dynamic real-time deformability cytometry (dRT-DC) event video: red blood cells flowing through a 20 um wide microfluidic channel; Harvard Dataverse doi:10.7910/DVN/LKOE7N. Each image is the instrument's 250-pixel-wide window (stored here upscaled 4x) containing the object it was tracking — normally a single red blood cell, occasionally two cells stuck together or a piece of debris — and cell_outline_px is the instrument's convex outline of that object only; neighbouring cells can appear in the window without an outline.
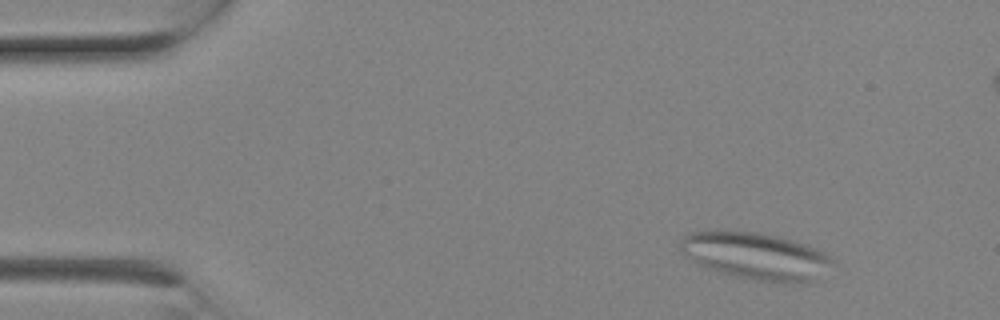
{"species": "Egyptian fruit bat (a non-hibernating species)", "species_latin": "Rousettus aegyptiacus", "temperature_condition": "room temperature", "stored_images_in_passage": 3, "camera_frame_rate_fps": 3000, "um_per_image_px": 0.085, "animal": {"sex": "female"}, "frame": {"image": 1, "passage_image": 1, "time_ms": 0.0, "image_size_px": [1000, 320], "cell_outline_px": [[836, 260], [816, 280], [796, 284], [756, 280], [736, 276], [708, 268], [692, 260], [680, 248], [680, 240], [688, 232], [708, 228], [724, 228], [756, 232], [776, 236], [808, 244], [824, 252]], "centroid_in_image_um": [64.24, 21.71], "position_along_channel_um": 20.8, "area_um2": 42.43}}